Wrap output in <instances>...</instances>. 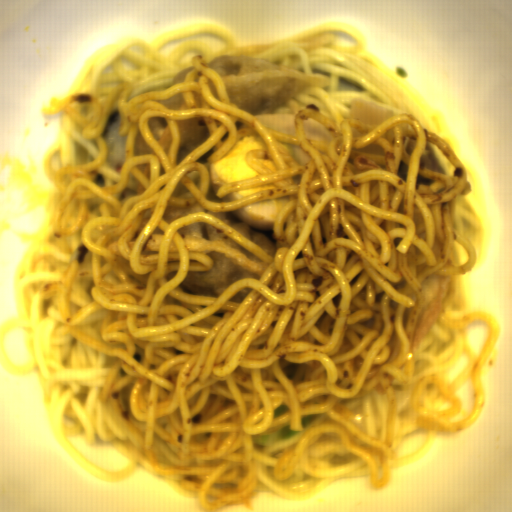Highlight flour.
<instances>
[{"mask_svg": "<svg viewBox=\"0 0 512 512\" xmlns=\"http://www.w3.org/2000/svg\"><path fill=\"white\" fill-rule=\"evenodd\" d=\"M207 63L220 73L231 103L253 117L288 105L328 82L323 74L239 55L218 56Z\"/></svg>", "mask_w": 512, "mask_h": 512, "instance_id": "c2a2500e", "label": "flour"}, {"mask_svg": "<svg viewBox=\"0 0 512 512\" xmlns=\"http://www.w3.org/2000/svg\"><path fill=\"white\" fill-rule=\"evenodd\" d=\"M212 261L208 272H188L180 282L191 294L221 296L229 287L246 278L261 280V274L241 266L221 252L209 253Z\"/></svg>", "mask_w": 512, "mask_h": 512, "instance_id": "a7fe0414", "label": "flour"}, {"mask_svg": "<svg viewBox=\"0 0 512 512\" xmlns=\"http://www.w3.org/2000/svg\"><path fill=\"white\" fill-rule=\"evenodd\" d=\"M180 133L178 158H186L210 136V131L202 118L176 120Z\"/></svg>", "mask_w": 512, "mask_h": 512, "instance_id": "fc714311", "label": "flour"}, {"mask_svg": "<svg viewBox=\"0 0 512 512\" xmlns=\"http://www.w3.org/2000/svg\"><path fill=\"white\" fill-rule=\"evenodd\" d=\"M185 235L190 236L192 238L200 239L203 241H208L212 243L226 245L232 248H236L240 251L244 256L252 261L261 262L263 259L258 257L228 233H226L221 228L208 224L206 222H193L187 224L183 228L180 229Z\"/></svg>", "mask_w": 512, "mask_h": 512, "instance_id": "db9e18be", "label": "flour"}, {"mask_svg": "<svg viewBox=\"0 0 512 512\" xmlns=\"http://www.w3.org/2000/svg\"><path fill=\"white\" fill-rule=\"evenodd\" d=\"M191 68H192V66L181 71V72L174 74L172 80L170 82H168L167 84H158L155 86L148 87L145 90L141 91L140 94H143L148 91L169 90L178 82H184V79H185L186 75L189 73V71L191 70Z\"/></svg>", "mask_w": 512, "mask_h": 512, "instance_id": "89731cd2", "label": "flour"}, {"mask_svg": "<svg viewBox=\"0 0 512 512\" xmlns=\"http://www.w3.org/2000/svg\"><path fill=\"white\" fill-rule=\"evenodd\" d=\"M451 291L452 275L426 277L417 304L411 340V357L435 324Z\"/></svg>", "mask_w": 512, "mask_h": 512, "instance_id": "66d56a37", "label": "flour"}, {"mask_svg": "<svg viewBox=\"0 0 512 512\" xmlns=\"http://www.w3.org/2000/svg\"><path fill=\"white\" fill-rule=\"evenodd\" d=\"M194 214H203L210 218L226 222L275 257V247L267 236L261 232H252L243 223H236L229 214L223 211H210L201 204H192L187 208H175L168 205L164 211V219L170 224L175 222L180 216Z\"/></svg>", "mask_w": 512, "mask_h": 512, "instance_id": "cc3e68f7", "label": "flour"}]
</instances>
